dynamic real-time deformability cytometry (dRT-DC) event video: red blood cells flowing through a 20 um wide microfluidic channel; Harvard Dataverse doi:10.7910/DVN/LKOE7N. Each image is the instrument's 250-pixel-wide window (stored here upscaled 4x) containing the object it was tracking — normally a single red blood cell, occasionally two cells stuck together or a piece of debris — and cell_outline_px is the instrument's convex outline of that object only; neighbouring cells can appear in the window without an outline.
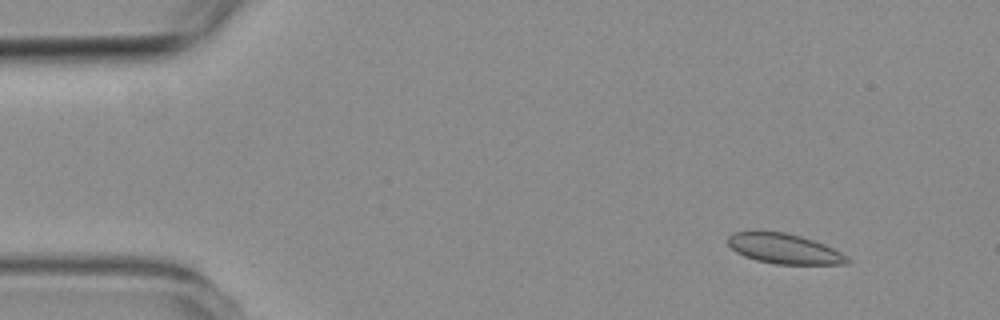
{"species": "common noctule bat (a hibernating species)", "species_latin": "Nyctalus noctula", "temperature_condition": "room temperature", "stored_images_in_passage": 7, "camera_frame_rate_fps": 3000, "um_per_image_px": 0.085, "animal": {"sex": "female", "body_mass_g": 19.3, "forearm_length_mm": 54.1}, "frame": {"image": 1, "passage_image": 2, "time_ms": 1.333, "image_size_px": [1000, 320], "cell_outline_px": [[852, 260], [848, 264], [776, 264], [756, 260], [744, 256], [736, 252], [728, 244], [728, 236], [736, 232], [784, 232], [800, 236], [824, 244], [848, 256]], "centroid_in_image_um": [66.69, 21.16], "position_along_channel_um": 18.3, "area_um2": 20.69}}
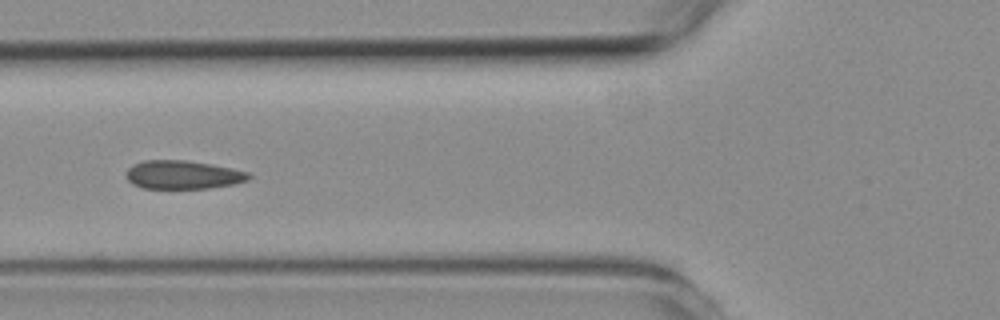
{"frame": {"image": 2, "passage_image": 6, "time_ms": 6.0, "image_size_px": [1000, 320], "cell_outline_px": [[252, 176], [248, 180], [232, 184], [208, 188], [144, 188], [132, 184], [128, 180], [128, 168], [132, 164], [144, 160], [184, 160], [212, 164], [232, 168], [248, 172]], "centroid_in_image_um": [15.56, 14.85], "position_along_channel_um": 110.2, "area_um2": 20.23}}
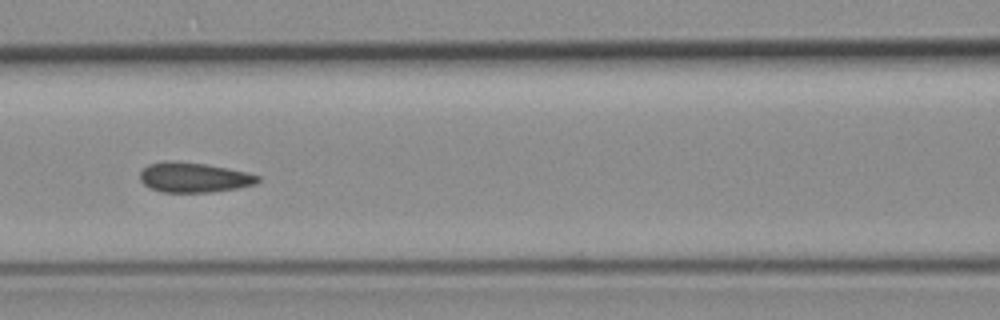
{"frame": {"image": 3, "passage_image": 7, "time_ms": 7.0, "image_size_px": [1000, 320], "cell_outline_px": [[260, 180], [256, 184], [236, 188], [212, 192], [160, 192], [144, 184], [140, 180], [140, 172], [148, 164], [164, 160], [168, 160], [208, 164], [248, 172], [260, 176]], "centroid_in_image_um": [16.48, 15.07], "position_along_channel_um": 150.1, "area_um2": 20.69}}